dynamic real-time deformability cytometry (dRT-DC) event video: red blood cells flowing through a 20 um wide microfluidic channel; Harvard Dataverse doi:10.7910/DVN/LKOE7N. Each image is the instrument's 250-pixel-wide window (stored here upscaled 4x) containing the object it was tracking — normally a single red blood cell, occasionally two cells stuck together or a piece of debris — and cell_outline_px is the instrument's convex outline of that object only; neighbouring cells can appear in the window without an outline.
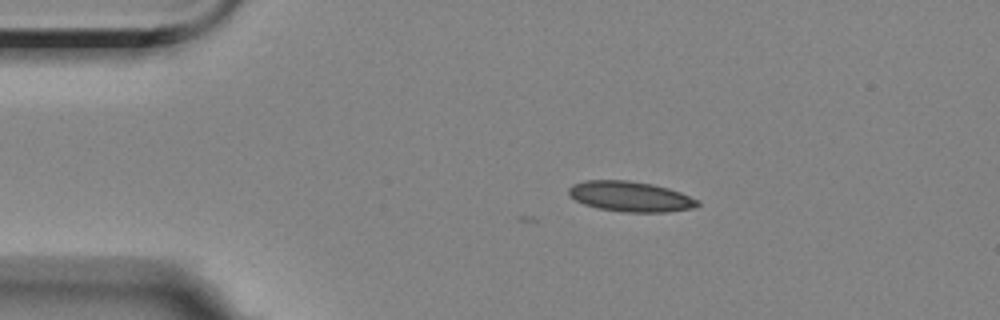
{"species": "Egyptian fruit bat (a non-hibernating species)", "species_latin": "Rousettus aegyptiacus", "temperature_condition": "room temperature", "stored_images_in_passage": 3, "camera_frame_rate_fps": 3000, "um_per_image_px": 0.085, "animal": {"sex": "female"}, "frame": {"image": 1, "passage_image": 1, "time_ms": 0.0, "image_size_px": [1000, 320], "cell_outline_px": [[700, 204], [696, 208], [664, 212], [624, 212], [600, 208], [584, 204], [568, 196], [568, 188], [572, 184], [584, 180], [628, 180], [652, 184], [668, 188], [680, 192], [700, 200]], "centroid_in_image_um": [53.59, 16.7], "position_along_channel_um": 31.4, "area_um2": 22.89}}